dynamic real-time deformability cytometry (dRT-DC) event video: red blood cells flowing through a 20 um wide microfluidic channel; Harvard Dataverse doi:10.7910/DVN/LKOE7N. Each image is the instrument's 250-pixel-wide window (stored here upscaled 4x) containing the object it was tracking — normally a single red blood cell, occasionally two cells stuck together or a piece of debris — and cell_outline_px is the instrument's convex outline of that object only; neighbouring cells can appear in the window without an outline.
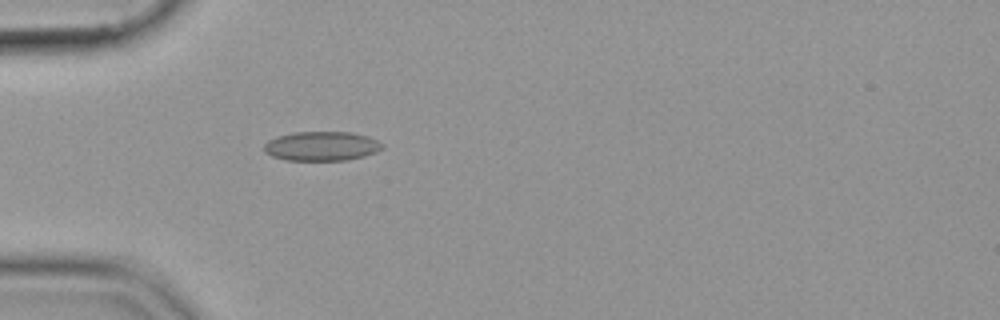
{"species": "common noctule bat (a hibernating species)", "species_latin": "Nyctalus noctula", "temperature_condition": "cold", "stored_images_in_passage": 39, "camera_frame_rate_fps": 3000, "um_per_image_px": 0.085, "animal": {"sex": "female", "body_mass_g": 19.9}, "frame": {"image": 1, "passage_image": 1, "time_ms": 0.0, "image_size_px": [1000, 320], "cell_outline_px": [[384, 148], [376, 152], [364, 156], [348, 160], [284, 160], [272, 156], [264, 152], [264, 144], [268, 140], [276, 136], [292, 132], [352, 132], [368, 136], [384, 144]], "centroid_in_image_um": [27.33, 12.42], "position_along_channel_um": 57.7, "area_um2": 20.4}}
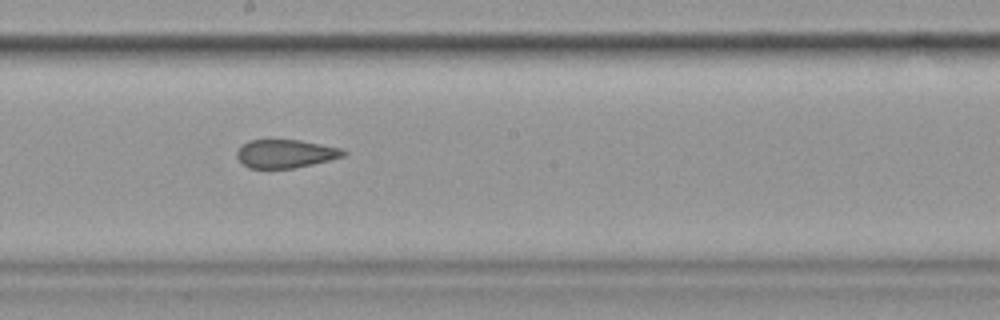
{"frame": {"image": 2, "passage_image": 15, "time_ms": 4.667, "image_size_px": [1000, 320], "cell_outline_px": [[348, 152], [344, 156], [312, 164], [292, 168], [248, 168], [236, 156], [236, 152], [248, 140], [300, 140], [344, 148]], "centroid_in_image_um": [24.3, 13.05], "position_along_channel_um": 223.9, "area_um2": 17.51}}
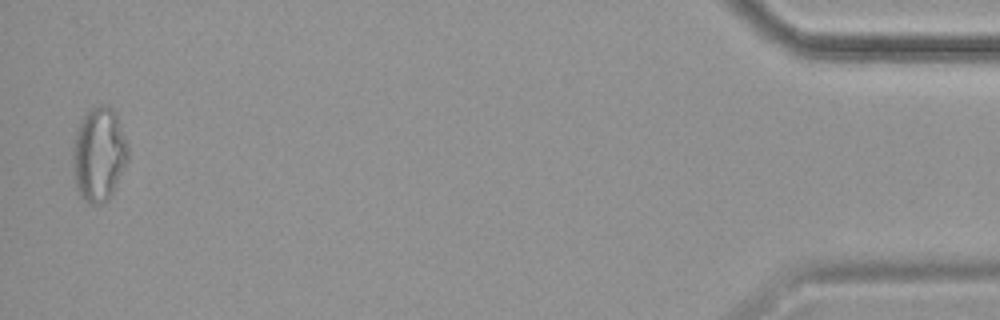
{"frame": {"image": 3, "passage_image": 38, "time_ms": 12.333, "image_size_px": [1000, 320], "cell_outline_px": [[128, 160], [108, 200], [100, 204], [88, 204], [80, 196], [76, 188], [72, 176], [72, 144], [80, 120], [92, 108], [100, 104], [104, 104], [112, 108], [116, 112], [128, 144]], "centroid_in_image_um": [8.38, 13.12], "position_along_channel_um": 426.8, "area_um2": 30.69}}